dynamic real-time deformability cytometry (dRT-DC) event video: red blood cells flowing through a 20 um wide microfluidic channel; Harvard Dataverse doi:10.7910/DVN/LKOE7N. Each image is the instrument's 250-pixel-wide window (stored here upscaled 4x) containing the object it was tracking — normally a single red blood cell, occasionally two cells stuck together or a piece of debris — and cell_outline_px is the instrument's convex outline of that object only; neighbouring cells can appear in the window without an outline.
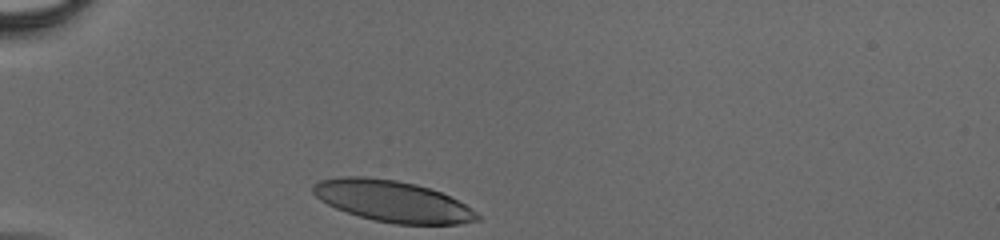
{"species": "human", "species_latin": "Homo sapiens", "temperature_condition": "cold", "stored_images_in_passage": 31, "camera_frame_rate_fps": 3000, "um_per_image_px": 0.085, "donor": {"sex": "male"}, "frame": {"image": 1, "passage_image": 1, "time_ms": 0.0, "image_size_px": [1000, 240], "cell_outline_px": [[480, 220], [460, 224], [396, 224], [372, 220], [336, 208], [320, 200], [312, 192], [312, 184], [320, 180], [344, 176], [364, 176], [396, 180], [416, 184], [440, 192], [464, 204], [476, 212], [480, 216]], "centroid_in_image_um": [33.34, 17.1], "position_along_channel_um": 51.7, "area_um2": 39.3}}
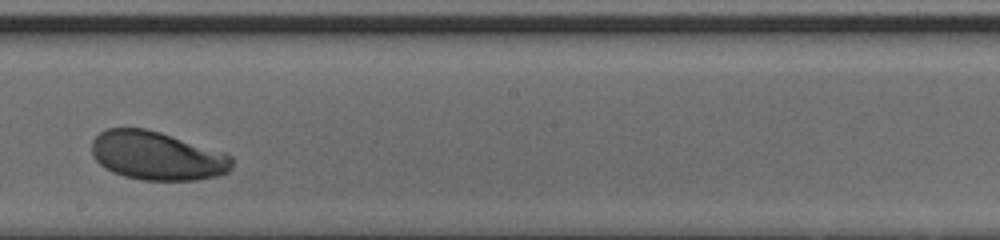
{"frame": {"image": 2, "passage_image": 18, "time_ms": 5.667, "image_size_px": [1000, 240], "cell_outline_px": [[232, 168], [228, 172], [216, 176], [196, 180], [144, 180], [124, 176], [112, 172], [104, 168], [96, 160], [92, 152], [92, 140], [100, 132], [108, 128], [144, 128], [160, 132], [224, 152], [232, 156]], "centroid_in_image_um": [13.34, 13.24], "position_along_channel_um": 234.9, "area_um2": 39.71}}
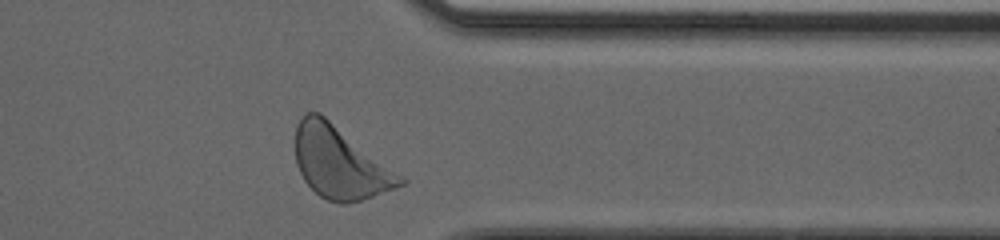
{"frame": {"image": 3, "passage_image": 30, "time_ms": 9.667, "image_size_px": [1000, 240], "cell_outline_px": [[408, 180], [404, 184], [396, 188], [360, 200], [344, 204], [340, 204], [328, 200], [320, 196], [304, 180], [296, 164], [296, 124], [308, 112], [320, 112]], "centroid_in_image_um": [28.9, 13.83], "position_along_channel_um": 382.5, "area_um2": 43.58}}